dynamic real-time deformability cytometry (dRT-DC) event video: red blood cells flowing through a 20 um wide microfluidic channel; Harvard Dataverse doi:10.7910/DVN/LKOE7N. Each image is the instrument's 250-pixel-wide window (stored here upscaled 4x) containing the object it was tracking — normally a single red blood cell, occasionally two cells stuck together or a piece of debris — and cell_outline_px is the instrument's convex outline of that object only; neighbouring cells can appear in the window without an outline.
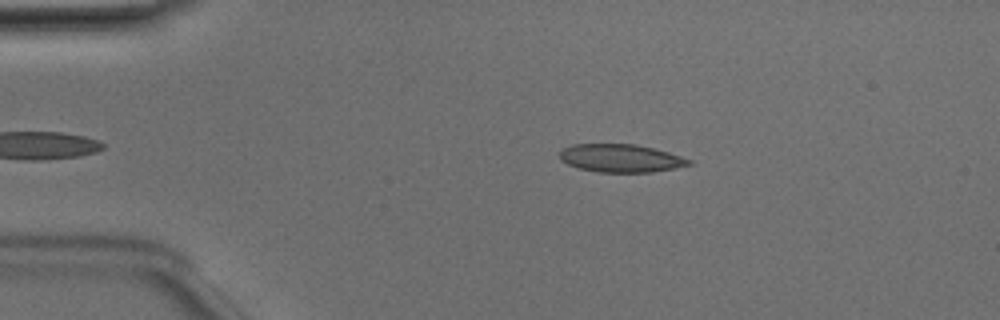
{"species": "Egyptian fruit bat (a non-hibernating species)", "species_latin": "Rousettus aegyptiacus", "temperature_condition": "room temperature", "stored_images_in_passage": 38, "camera_frame_rate_fps": 3000, "um_per_image_px": 0.085, "animal": {"sex": "male"}, "frame": {"image": 1, "passage_image": 4, "time_ms": 1.0, "image_size_px": [1000, 320], "cell_outline_px": [[692, 164], [676, 168], [652, 172], [596, 172], [580, 168], [568, 164], [560, 160], [560, 152], [564, 148], [572, 144], [636, 144], [668, 152], [692, 160]], "centroid_in_image_um": [52.77, 13.45], "position_along_channel_um": 32.2, "area_um2": 21.04}}
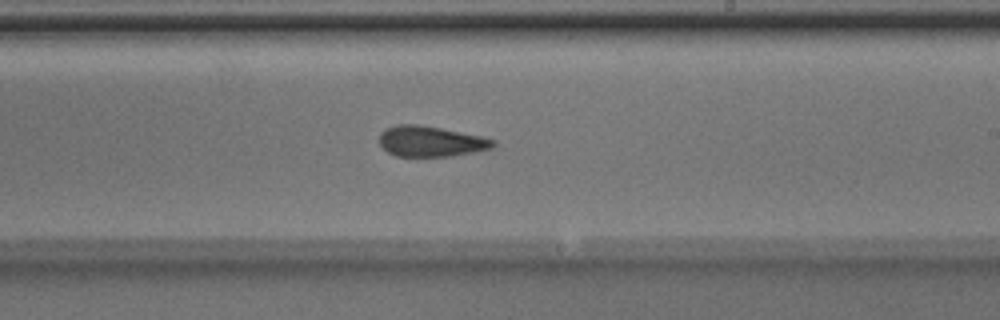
{"frame": {"image": 2, "passage_image": 24, "time_ms": 7.667, "image_size_px": [1000, 320], "cell_outline_px": [[496, 144], [492, 148], [476, 152], [452, 156], [396, 156], [388, 152], [380, 144], [380, 132], [384, 128], [396, 124], [420, 124], [480, 136], [496, 140]], "centroid_in_image_um": [36.61, 12.01], "position_along_channel_um": 252.4, "area_um2": 20.35}}
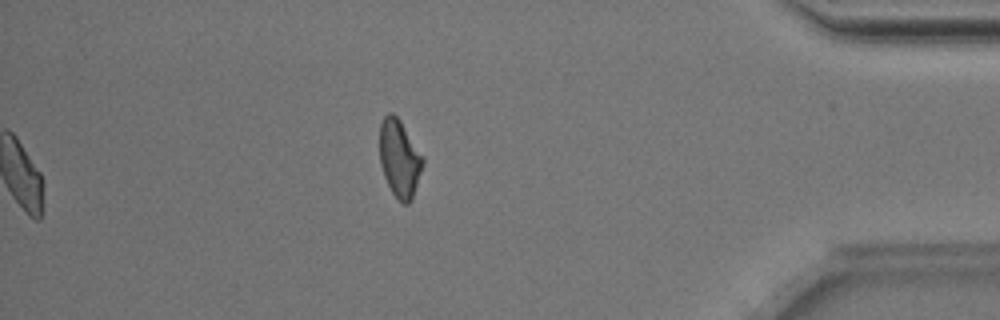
{"frame": {"image": 3, "passage_image": 38, "time_ms": 12.333, "image_size_px": [1000, 320], "cell_outline_px": [[424, 160], [412, 200], [408, 204], [404, 204], [392, 192], [384, 176], [380, 164], [380, 124], [384, 116], [388, 112], [392, 112], [400, 120], [424, 156]], "centroid_in_image_um": [33.96, 13.44], "position_along_channel_um": 401.2, "area_um2": 19.42}, "authors_computed_cell_mechanics": {"area_um2": 20.9814, "velocity_mm_per_s": 4.0184, "shape_relaxation_time_tau1_ms": 6.7299, "shape_relaxation_time_tau2_ms": 2.0902, "deformation_change_tau1": 0.1565, "deformation_change_tau2": 0.0874}}